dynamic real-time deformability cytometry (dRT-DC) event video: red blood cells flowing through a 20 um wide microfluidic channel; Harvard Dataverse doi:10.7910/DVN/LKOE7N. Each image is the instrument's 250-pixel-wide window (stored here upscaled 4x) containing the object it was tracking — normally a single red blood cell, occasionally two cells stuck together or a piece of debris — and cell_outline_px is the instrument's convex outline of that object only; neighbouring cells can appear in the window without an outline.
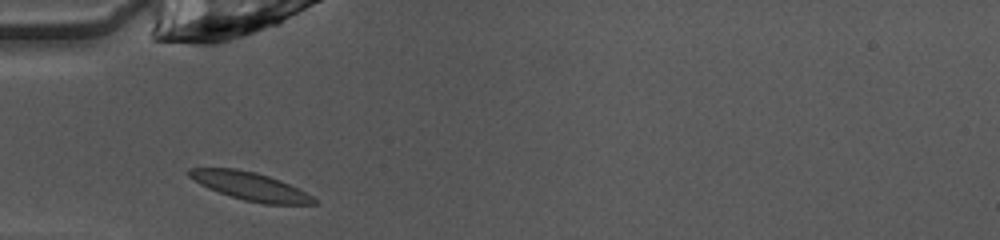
{"species": "common noctule bat (a hibernating species)", "species_latin": "Nyctalus noctula", "temperature_condition": "warm", "stored_images_in_passage": 34, "camera_frame_rate_fps": 3000, "um_per_image_px": 0.085, "animal": {"sex": "female", "body_mass_g": 10.0, "forearm_length_mm": 53.1}, "frame": {"image": 1, "passage_image": 1, "time_ms": 0.0, "image_size_px": [1000, 240], "cell_outline_px": [[316, 204], [264, 204], [244, 200], [208, 188], [200, 184], [188, 176], [188, 168], [236, 168], [256, 172], [280, 180], [312, 196], [316, 200]], "centroid_in_image_um": [21.24, 15.82], "position_along_channel_um": 63.8, "area_um2": 20.11}}
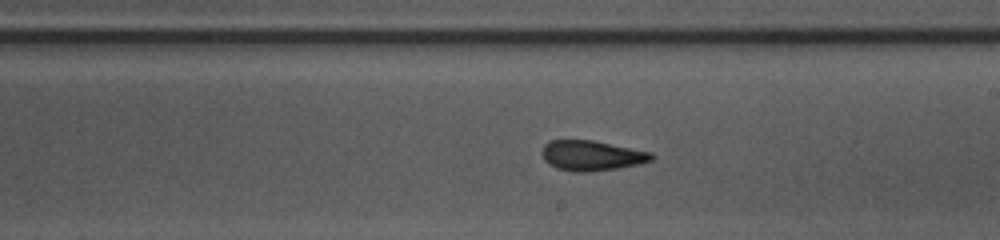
{"frame": {"image": 2, "passage_image": 14, "time_ms": 4.333, "image_size_px": [1000, 240], "cell_outline_px": [[652, 160], [640, 164], [620, 168], [588, 172], [572, 172], [556, 168], [548, 164], [544, 160], [540, 152], [544, 144], [548, 140], [592, 140], [652, 152]], "centroid_in_image_um": [50.24, 13.23], "position_along_channel_um": 238.8, "area_um2": 19.48}}
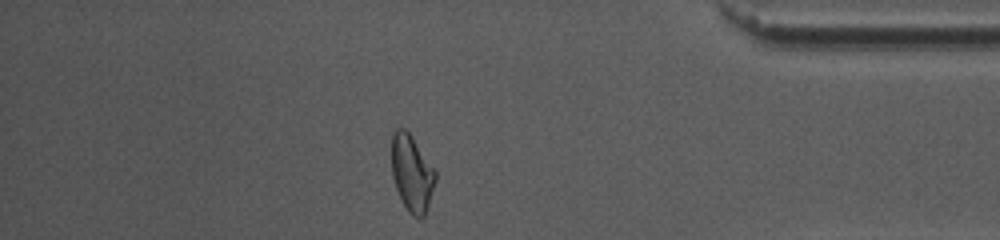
{"frame": {"image": 3, "passage_image": 28, "time_ms": 9.0, "image_size_px": [1000, 240], "cell_outline_px": [[436, 180], [424, 216], [420, 220], [412, 216], [408, 212], [396, 188], [392, 176], [392, 136], [396, 128], [404, 128], [412, 136], [436, 172]], "centroid_in_image_um": [35.0, 14.73], "position_along_channel_um": 400.2, "area_um2": 19.31}, "authors_computed_cell_mechanics": {"area_um2": 19.5075, "velocity_mm_per_s": 4.0559, "shape_relaxation_time_tau1_ms": null, "shape_relaxation_time_tau2_ms": 1.5029, "deformation_change_tau1": null, "deformation_change_tau2": 0.0737}}